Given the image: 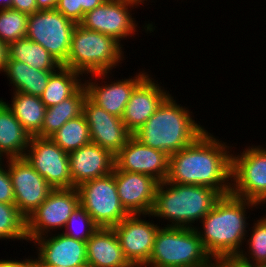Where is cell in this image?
Here are the masks:
<instances>
[{"label": "cell", "mask_w": 266, "mask_h": 267, "mask_svg": "<svg viewBox=\"0 0 266 267\" xmlns=\"http://www.w3.org/2000/svg\"><path fill=\"white\" fill-rule=\"evenodd\" d=\"M29 15L8 8L0 10V40L7 45L27 35Z\"/></svg>", "instance_id": "1f68e13d"}, {"label": "cell", "mask_w": 266, "mask_h": 267, "mask_svg": "<svg viewBox=\"0 0 266 267\" xmlns=\"http://www.w3.org/2000/svg\"><path fill=\"white\" fill-rule=\"evenodd\" d=\"M105 0H80L82 7V19L84 14L100 6Z\"/></svg>", "instance_id": "74e56055"}, {"label": "cell", "mask_w": 266, "mask_h": 267, "mask_svg": "<svg viewBox=\"0 0 266 267\" xmlns=\"http://www.w3.org/2000/svg\"><path fill=\"white\" fill-rule=\"evenodd\" d=\"M114 178L122 206L129 214H150L159 182L149 175L119 170Z\"/></svg>", "instance_id": "d6986e66"}, {"label": "cell", "mask_w": 266, "mask_h": 267, "mask_svg": "<svg viewBox=\"0 0 266 267\" xmlns=\"http://www.w3.org/2000/svg\"><path fill=\"white\" fill-rule=\"evenodd\" d=\"M27 239L26 218L19 212L15 204L0 202V240Z\"/></svg>", "instance_id": "4dcf8cb0"}, {"label": "cell", "mask_w": 266, "mask_h": 267, "mask_svg": "<svg viewBox=\"0 0 266 267\" xmlns=\"http://www.w3.org/2000/svg\"><path fill=\"white\" fill-rule=\"evenodd\" d=\"M80 205L99 227L112 228L129 213L122 206L113 172L77 187Z\"/></svg>", "instance_id": "ba28073f"}, {"label": "cell", "mask_w": 266, "mask_h": 267, "mask_svg": "<svg viewBox=\"0 0 266 267\" xmlns=\"http://www.w3.org/2000/svg\"><path fill=\"white\" fill-rule=\"evenodd\" d=\"M8 59L24 62L38 70H57L61 64L39 43L22 38L8 44Z\"/></svg>", "instance_id": "83f0119b"}, {"label": "cell", "mask_w": 266, "mask_h": 267, "mask_svg": "<svg viewBox=\"0 0 266 267\" xmlns=\"http://www.w3.org/2000/svg\"><path fill=\"white\" fill-rule=\"evenodd\" d=\"M144 267H216L195 228L159 227Z\"/></svg>", "instance_id": "8992f818"}, {"label": "cell", "mask_w": 266, "mask_h": 267, "mask_svg": "<svg viewBox=\"0 0 266 267\" xmlns=\"http://www.w3.org/2000/svg\"><path fill=\"white\" fill-rule=\"evenodd\" d=\"M55 9L76 24L82 21L80 0H57Z\"/></svg>", "instance_id": "e575fe53"}, {"label": "cell", "mask_w": 266, "mask_h": 267, "mask_svg": "<svg viewBox=\"0 0 266 267\" xmlns=\"http://www.w3.org/2000/svg\"><path fill=\"white\" fill-rule=\"evenodd\" d=\"M192 114L188 107L178 104L169 94L132 136L145 146L164 151L170 156L206 131L204 126L195 122Z\"/></svg>", "instance_id": "3957f363"}, {"label": "cell", "mask_w": 266, "mask_h": 267, "mask_svg": "<svg viewBox=\"0 0 266 267\" xmlns=\"http://www.w3.org/2000/svg\"><path fill=\"white\" fill-rule=\"evenodd\" d=\"M33 261V256H30V259L25 257L23 260H9V259H0V267H27Z\"/></svg>", "instance_id": "8d00e7d4"}, {"label": "cell", "mask_w": 266, "mask_h": 267, "mask_svg": "<svg viewBox=\"0 0 266 267\" xmlns=\"http://www.w3.org/2000/svg\"><path fill=\"white\" fill-rule=\"evenodd\" d=\"M3 162L4 159L0 161V202L14 204L15 196L12 181L8 173L7 165H4Z\"/></svg>", "instance_id": "836d02e7"}, {"label": "cell", "mask_w": 266, "mask_h": 267, "mask_svg": "<svg viewBox=\"0 0 266 267\" xmlns=\"http://www.w3.org/2000/svg\"><path fill=\"white\" fill-rule=\"evenodd\" d=\"M12 0H0V10L11 8Z\"/></svg>", "instance_id": "b9f144b4"}, {"label": "cell", "mask_w": 266, "mask_h": 267, "mask_svg": "<svg viewBox=\"0 0 266 267\" xmlns=\"http://www.w3.org/2000/svg\"><path fill=\"white\" fill-rule=\"evenodd\" d=\"M98 228L99 226L94 222L90 214L79 204L71 213L64 227V230H66L62 231V233L70 238L87 242Z\"/></svg>", "instance_id": "d6a6232c"}, {"label": "cell", "mask_w": 266, "mask_h": 267, "mask_svg": "<svg viewBox=\"0 0 266 267\" xmlns=\"http://www.w3.org/2000/svg\"><path fill=\"white\" fill-rule=\"evenodd\" d=\"M113 37L97 31H91L77 24L73 30L69 55L64 67H68L84 76L94 73H112V69L121 65L124 49ZM88 74V75H87Z\"/></svg>", "instance_id": "5b68a950"}, {"label": "cell", "mask_w": 266, "mask_h": 267, "mask_svg": "<svg viewBox=\"0 0 266 267\" xmlns=\"http://www.w3.org/2000/svg\"><path fill=\"white\" fill-rule=\"evenodd\" d=\"M135 1H138V2H140L142 4H144L145 3L144 1H147V0H135Z\"/></svg>", "instance_id": "f6af8a7d"}, {"label": "cell", "mask_w": 266, "mask_h": 267, "mask_svg": "<svg viewBox=\"0 0 266 267\" xmlns=\"http://www.w3.org/2000/svg\"><path fill=\"white\" fill-rule=\"evenodd\" d=\"M252 225L248 230H251L250 237L246 238L247 252L242 250L235 260L246 267H259L266 264V214L256 221L254 219Z\"/></svg>", "instance_id": "f1b7e54d"}, {"label": "cell", "mask_w": 266, "mask_h": 267, "mask_svg": "<svg viewBox=\"0 0 266 267\" xmlns=\"http://www.w3.org/2000/svg\"><path fill=\"white\" fill-rule=\"evenodd\" d=\"M141 4L135 0H105L85 13L79 25L111 36L122 45L121 40L137 35L138 24L131 12Z\"/></svg>", "instance_id": "8fae6325"}, {"label": "cell", "mask_w": 266, "mask_h": 267, "mask_svg": "<svg viewBox=\"0 0 266 267\" xmlns=\"http://www.w3.org/2000/svg\"><path fill=\"white\" fill-rule=\"evenodd\" d=\"M259 267H266V264L260 265Z\"/></svg>", "instance_id": "bcb514c9"}, {"label": "cell", "mask_w": 266, "mask_h": 267, "mask_svg": "<svg viewBox=\"0 0 266 267\" xmlns=\"http://www.w3.org/2000/svg\"><path fill=\"white\" fill-rule=\"evenodd\" d=\"M146 214H129L113 226L124 256L133 267H144L152 253L160 225L146 221Z\"/></svg>", "instance_id": "5bb4252c"}, {"label": "cell", "mask_w": 266, "mask_h": 267, "mask_svg": "<svg viewBox=\"0 0 266 267\" xmlns=\"http://www.w3.org/2000/svg\"><path fill=\"white\" fill-rule=\"evenodd\" d=\"M30 135L17 120L5 101L0 99V156L2 159L23 158Z\"/></svg>", "instance_id": "603a6c76"}, {"label": "cell", "mask_w": 266, "mask_h": 267, "mask_svg": "<svg viewBox=\"0 0 266 267\" xmlns=\"http://www.w3.org/2000/svg\"><path fill=\"white\" fill-rule=\"evenodd\" d=\"M82 114L88 123L91 142L109 150L114 156L133 135L121 118L109 114L88 97L84 101Z\"/></svg>", "instance_id": "2e32d148"}, {"label": "cell", "mask_w": 266, "mask_h": 267, "mask_svg": "<svg viewBox=\"0 0 266 267\" xmlns=\"http://www.w3.org/2000/svg\"><path fill=\"white\" fill-rule=\"evenodd\" d=\"M79 204L77 188L53 189L26 219L28 243L53 231L64 230L71 213Z\"/></svg>", "instance_id": "30bf717a"}, {"label": "cell", "mask_w": 266, "mask_h": 267, "mask_svg": "<svg viewBox=\"0 0 266 267\" xmlns=\"http://www.w3.org/2000/svg\"><path fill=\"white\" fill-rule=\"evenodd\" d=\"M11 104L5 102L11 109L25 131L32 137L37 136L42 128L46 106L40 96L13 92Z\"/></svg>", "instance_id": "484cf974"}, {"label": "cell", "mask_w": 266, "mask_h": 267, "mask_svg": "<svg viewBox=\"0 0 266 267\" xmlns=\"http://www.w3.org/2000/svg\"><path fill=\"white\" fill-rule=\"evenodd\" d=\"M221 195L214 189L199 185H182L168 181L160 182L155 200L147 217L169 221L167 227L196 228L197 223L213 208Z\"/></svg>", "instance_id": "277c9868"}, {"label": "cell", "mask_w": 266, "mask_h": 267, "mask_svg": "<svg viewBox=\"0 0 266 267\" xmlns=\"http://www.w3.org/2000/svg\"><path fill=\"white\" fill-rule=\"evenodd\" d=\"M82 79L84 75L61 65L51 74L40 99L47 108L57 105L72 96L84 84Z\"/></svg>", "instance_id": "4316f807"}, {"label": "cell", "mask_w": 266, "mask_h": 267, "mask_svg": "<svg viewBox=\"0 0 266 267\" xmlns=\"http://www.w3.org/2000/svg\"><path fill=\"white\" fill-rule=\"evenodd\" d=\"M11 9L20 11L27 15H31L34 12L39 11L36 0H12Z\"/></svg>", "instance_id": "d590c367"}, {"label": "cell", "mask_w": 266, "mask_h": 267, "mask_svg": "<svg viewBox=\"0 0 266 267\" xmlns=\"http://www.w3.org/2000/svg\"><path fill=\"white\" fill-rule=\"evenodd\" d=\"M169 155L164 151L145 146L133 136L115 155L119 170L149 175L159 183L166 181Z\"/></svg>", "instance_id": "ac0fdd59"}, {"label": "cell", "mask_w": 266, "mask_h": 267, "mask_svg": "<svg viewBox=\"0 0 266 267\" xmlns=\"http://www.w3.org/2000/svg\"><path fill=\"white\" fill-rule=\"evenodd\" d=\"M53 235H45L32 241L38 248L35 252L37 258H33L37 265L88 267L86 242L70 238L62 232Z\"/></svg>", "instance_id": "e0dca14e"}, {"label": "cell", "mask_w": 266, "mask_h": 267, "mask_svg": "<svg viewBox=\"0 0 266 267\" xmlns=\"http://www.w3.org/2000/svg\"><path fill=\"white\" fill-rule=\"evenodd\" d=\"M50 138L68 154L91 142L90 130L83 114L68 120Z\"/></svg>", "instance_id": "f546056e"}, {"label": "cell", "mask_w": 266, "mask_h": 267, "mask_svg": "<svg viewBox=\"0 0 266 267\" xmlns=\"http://www.w3.org/2000/svg\"><path fill=\"white\" fill-rule=\"evenodd\" d=\"M147 73L148 72H145V70L142 72L140 71L136 73L137 75L134 77L131 76L127 79L124 77V79L116 80V82L114 80L110 83L103 80H106V78L109 80V74H111V72L94 73L90 76L92 80L88 77L89 80L83 79L82 81L87 91V97L93 103L103 108L109 114L122 118L129 98L134 89L149 75ZM98 79L102 80V83L96 81ZM103 82L105 83L104 85Z\"/></svg>", "instance_id": "9a60e30c"}, {"label": "cell", "mask_w": 266, "mask_h": 267, "mask_svg": "<svg viewBox=\"0 0 266 267\" xmlns=\"http://www.w3.org/2000/svg\"><path fill=\"white\" fill-rule=\"evenodd\" d=\"M38 10H53L56 8L57 0H36Z\"/></svg>", "instance_id": "ab89813d"}, {"label": "cell", "mask_w": 266, "mask_h": 267, "mask_svg": "<svg viewBox=\"0 0 266 267\" xmlns=\"http://www.w3.org/2000/svg\"><path fill=\"white\" fill-rule=\"evenodd\" d=\"M150 76L134 89L121 118L132 134L145 124L170 94Z\"/></svg>", "instance_id": "44dd1931"}, {"label": "cell", "mask_w": 266, "mask_h": 267, "mask_svg": "<svg viewBox=\"0 0 266 267\" xmlns=\"http://www.w3.org/2000/svg\"><path fill=\"white\" fill-rule=\"evenodd\" d=\"M55 70H38L24 62L7 60L3 73L7 76L13 92L41 96Z\"/></svg>", "instance_id": "cb8c5ba5"}, {"label": "cell", "mask_w": 266, "mask_h": 267, "mask_svg": "<svg viewBox=\"0 0 266 267\" xmlns=\"http://www.w3.org/2000/svg\"><path fill=\"white\" fill-rule=\"evenodd\" d=\"M76 25L56 9L39 10L28 17L26 38L42 45L61 65H64Z\"/></svg>", "instance_id": "9c48e42d"}, {"label": "cell", "mask_w": 266, "mask_h": 267, "mask_svg": "<svg viewBox=\"0 0 266 267\" xmlns=\"http://www.w3.org/2000/svg\"><path fill=\"white\" fill-rule=\"evenodd\" d=\"M88 267H133L113 228L99 227L86 242Z\"/></svg>", "instance_id": "7402d4cb"}, {"label": "cell", "mask_w": 266, "mask_h": 267, "mask_svg": "<svg viewBox=\"0 0 266 267\" xmlns=\"http://www.w3.org/2000/svg\"><path fill=\"white\" fill-rule=\"evenodd\" d=\"M72 188L84 182L109 175L115 166V156L95 143H88L68 154Z\"/></svg>", "instance_id": "ffe728a7"}, {"label": "cell", "mask_w": 266, "mask_h": 267, "mask_svg": "<svg viewBox=\"0 0 266 267\" xmlns=\"http://www.w3.org/2000/svg\"><path fill=\"white\" fill-rule=\"evenodd\" d=\"M24 158L53 189L72 188L68 153L50 137H30Z\"/></svg>", "instance_id": "7c38bea8"}, {"label": "cell", "mask_w": 266, "mask_h": 267, "mask_svg": "<svg viewBox=\"0 0 266 267\" xmlns=\"http://www.w3.org/2000/svg\"><path fill=\"white\" fill-rule=\"evenodd\" d=\"M5 161L14 190V204L27 219L47 199L53 188L24 157L7 158Z\"/></svg>", "instance_id": "4fadbf2b"}, {"label": "cell", "mask_w": 266, "mask_h": 267, "mask_svg": "<svg viewBox=\"0 0 266 267\" xmlns=\"http://www.w3.org/2000/svg\"><path fill=\"white\" fill-rule=\"evenodd\" d=\"M27 267H39L34 261H32Z\"/></svg>", "instance_id": "7bdbcfd3"}, {"label": "cell", "mask_w": 266, "mask_h": 267, "mask_svg": "<svg viewBox=\"0 0 266 267\" xmlns=\"http://www.w3.org/2000/svg\"><path fill=\"white\" fill-rule=\"evenodd\" d=\"M87 97V91L83 84L72 96L63 100L61 103L46 108L44 122L39 137H51L68 120L82 115L83 104Z\"/></svg>", "instance_id": "d4e9b609"}, {"label": "cell", "mask_w": 266, "mask_h": 267, "mask_svg": "<svg viewBox=\"0 0 266 267\" xmlns=\"http://www.w3.org/2000/svg\"><path fill=\"white\" fill-rule=\"evenodd\" d=\"M204 131L187 147L169 156L166 181L207 186L221 196L231 192L232 146Z\"/></svg>", "instance_id": "6da1fadb"}, {"label": "cell", "mask_w": 266, "mask_h": 267, "mask_svg": "<svg viewBox=\"0 0 266 267\" xmlns=\"http://www.w3.org/2000/svg\"><path fill=\"white\" fill-rule=\"evenodd\" d=\"M258 205L257 202L239 198L231 193L222 195L200 221V227L203 226V229L199 226L195 229L205 251L215 263L235 260L244 249L243 244L246 237H249L246 229L249 227V211L246 209L259 208Z\"/></svg>", "instance_id": "7a4b0ae2"}, {"label": "cell", "mask_w": 266, "mask_h": 267, "mask_svg": "<svg viewBox=\"0 0 266 267\" xmlns=\"http://www.w3.org/2000/svg\"><path fill=\"white\" fill-rule=\"evenodd\" d=\"M241 152L231 153L230 193L263 206L266 204V148L252 145Z\"/></svg>", "instance_id": "52a82bcc"}, {"label": "cell", "mask_w": 266, "mask_h": 267, "mask_svg": "<svg viewBox=\"0 0 266 267\" xmlns=\"http://www.w3.org/2000/svg\"><path fill=\"white\" fill-rule=\"evenodd\" d=\"M216 267H246L239 264L236 260H223L216 263Z\"/></svg>", "instance_id": "60d3db41"}, {"label": "cell", "mask_w": 266, "mask_h": 267, "mask_svg": "<svg viewBox=\"0 0 266 267\" xmlns=\"http://www.w3.org/2000/svg\"><path fill=\"white\" fill-rule=\"evenodd\" d=\"M8 45L0 40V73L4 71L8 59Z\"/></svg>", "instance_id": "f35d334b"}, {"label": "cell", "mask_w": 266, "mask_h": 267, "mask_svg": "<svg viewBox=\"0 0 266 267\" xmlns=\"http://www.w3.org/2000/svg\"><path fill=\"white\" fill-rule=\"evenodd\" d=\"M39 267H59V266H54V265H38ZM66 267V266H65Z\"/></svg>", "instance_id": "ee69618b"}]
</instances>
